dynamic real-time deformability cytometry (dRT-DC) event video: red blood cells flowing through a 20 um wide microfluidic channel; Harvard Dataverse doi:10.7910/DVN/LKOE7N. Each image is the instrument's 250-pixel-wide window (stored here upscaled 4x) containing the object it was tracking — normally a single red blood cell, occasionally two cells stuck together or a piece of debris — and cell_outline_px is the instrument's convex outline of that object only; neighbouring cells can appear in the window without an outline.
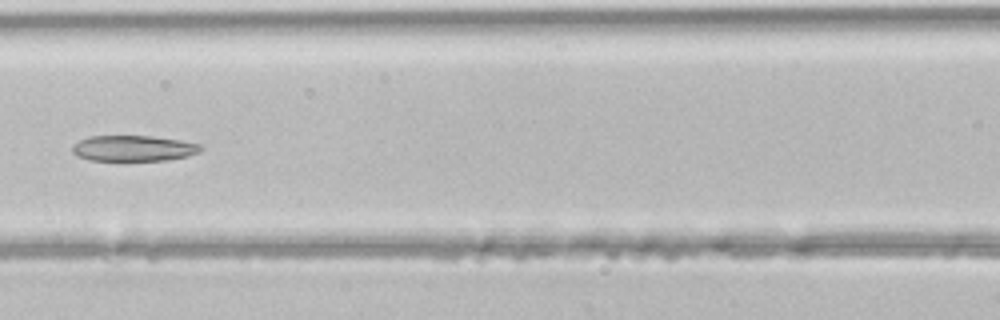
{"species": "common noctule bat (a hibernating species)", "species_latin": "Nyctalus noctula", "temperature_condition": "room temperature", "stored_images_in_passage": 46, "camera_frame_rate_fps": 3000, "um_per_image_px": 0.085, "animal": {"sex": "male", "body_mass_g": 21.5, "forearm_length_mm": 52.0}, "frame": {"image": 1, "passage_image": 20, "time_ms": 6.333, "image_size_px": [1000, 320], "cell_outline_px": [[204, 148], [200, 152], [188, 156], [168, 160], [88, 160], [76, 156], [72, 152], [72, 144], [88, 136], [152, 136], [180, 140], [204, 144]], "centroid_in_image_um": [11.37, 12.6], "position_along_channel_um": 155.2, "area_um2": 19.54}}
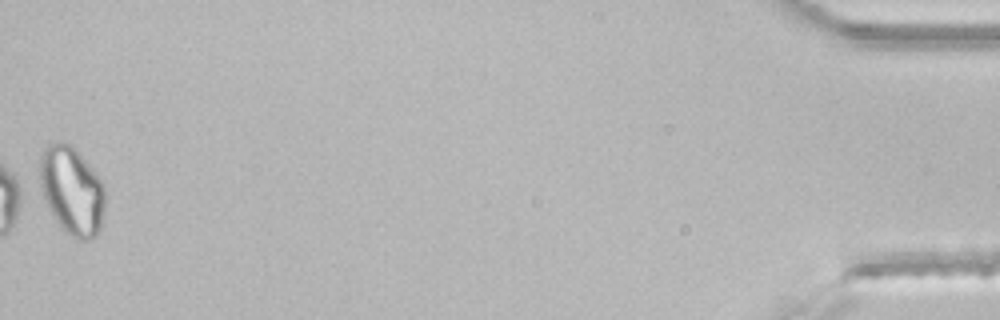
{"frame": {"image": 2, "passage_image": 46, "time_ms": 15.0, "image_size_px": [1000, 320], "cell_outline_px": [[104, 208], [100, 228], [96, 236], [92, 240], [80, 240], [64, 232], [56, 220], [36, 188], [40, 156], [44, 148], [48, 144], [56, 140], [68, 144], [84, 160], [100, 180], [104, 188]], "centroid_in_image_um": [6.02, 16.22], "position_along_channel_um": 429.2, "area_um2": 33.87}}